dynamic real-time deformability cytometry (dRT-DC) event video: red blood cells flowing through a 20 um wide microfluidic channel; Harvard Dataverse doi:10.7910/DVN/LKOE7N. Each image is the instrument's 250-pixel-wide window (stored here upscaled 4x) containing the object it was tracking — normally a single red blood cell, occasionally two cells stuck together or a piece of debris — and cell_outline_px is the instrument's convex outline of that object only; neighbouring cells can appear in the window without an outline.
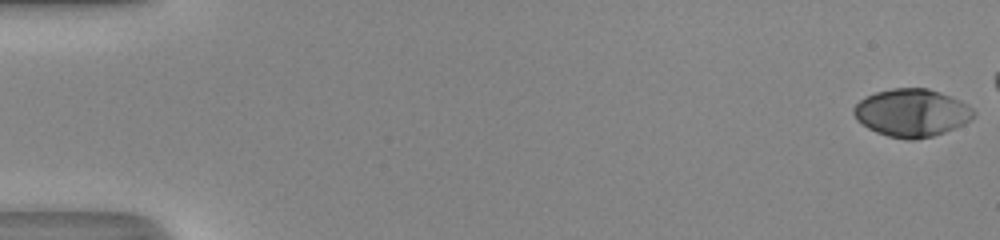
{"species": "human", "species_latin": "Homo sapiens", "temperature_condition": "room temperature", "stored_images_in_passage": 47, "camera_frame_rate_fps": 3000, "um_per_image_px": 0.085, "donor": {"sex": "male"}, "frame": {"image": 1, "passage_image": 1, "time_ms": 0.0, "image_size_px": [1000, 240], "cell_outline_px": [[976, 116], [964, 124], [944, 132], [932, 136], [916, 140], [908, 140], [888, 136], [876, 132], [868, 128], [856, 120], [852, 112], [852, 108], [864, 96], [876, 92], [892, 88], [928, 88], [940, 92], [960, 100], [968, 104], [976, 112]], "centroid_in_image_um": [77.49, 9.58], "position_along_channel_um": 7.5, "area_um2": 33.64}}
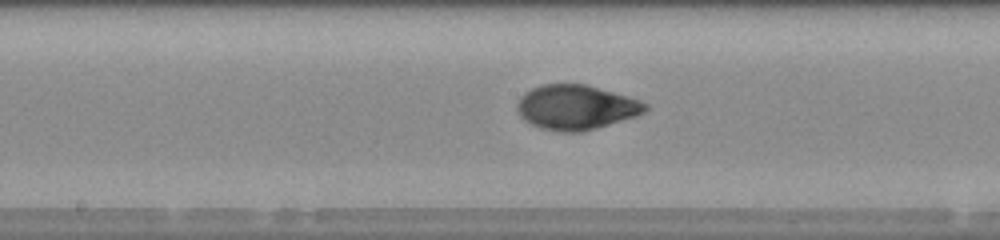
{"frame": {"image": 2, "passage_image": 28, "time_ms": 9.0, "image_size_px": [1000, 240], "cell_outline_px": [[648, 108], [644, 112], [636, 116], [584, 132], [560, 132], [540, 128], [524, 120], [520, 116], [516, 108], [516, 104], [520, 96], [524, 92], [532, 88], [544, 84], [584, 84], [628, 96], [640, 100], [648, 104]], "centroid_in_image_um": [48.95, 9.13], "position_along_channel_um": 199.3, "area_um2": 33.47}}
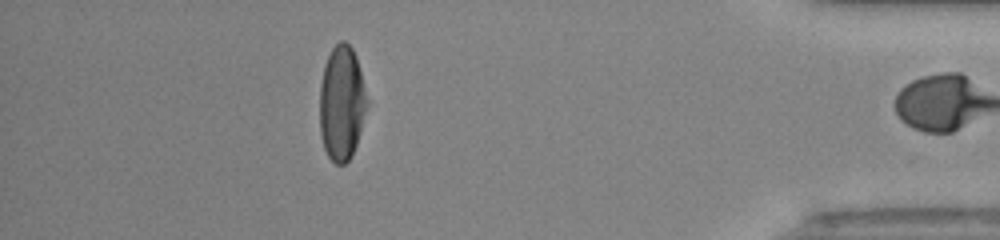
{"frame": {"image": 3, "passage_image": 46, "time_ms": 15.0, "image_size_px": [1000, 240], "cell_outline_px": [[368, 104], [360, 132], [356, 144], [348, 160], [344, 164], [336, 164], [328, 156], [324, 148], [320, 136], [320, 84], [324, 64], [332, 48], [340, 40], [344, 40], [352, 48], [356, 56], [368, 100]], "centroid_in_image_um": [29.04, 8.75], "position_along_channel_um": 406.2, "area_um2": 31.62}, "authors_computed_cell_mechanics": {"area_um2": 32.8304, "velocity_mm_per_s": 4.2093, "shape_relaxation_time_tau1_ms": 4.2078, "shape_relaxation_time_tau2_ms": 1.0108, "deformation_change_tau1": 0.1815, "deformation_change_tau2": 0.0477}}